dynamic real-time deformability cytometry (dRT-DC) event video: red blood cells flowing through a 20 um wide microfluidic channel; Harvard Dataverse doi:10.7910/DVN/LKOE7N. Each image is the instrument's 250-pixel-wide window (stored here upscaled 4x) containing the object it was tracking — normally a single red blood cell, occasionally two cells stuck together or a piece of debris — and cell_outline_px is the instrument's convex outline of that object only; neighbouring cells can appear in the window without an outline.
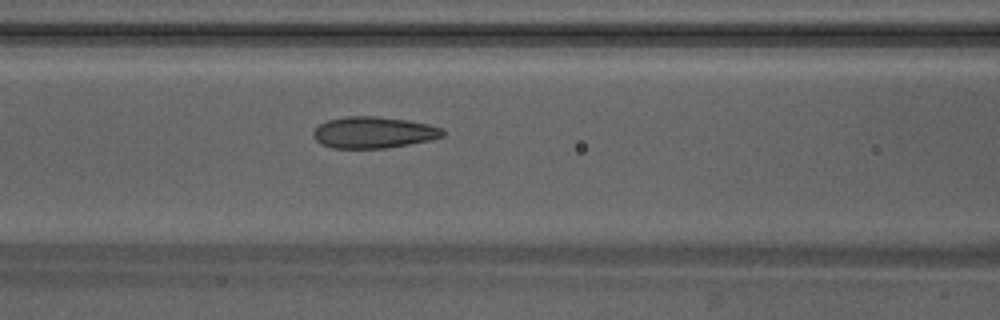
{"species": "Egyptian fruit bat (a non-hibernating species)", "species_latin": "Rousettus aegyptiacus", "temperature_condition": "warm", "stored_images_in_passage": 41, "camera_frame_rate_fps": 3000, "um_per_image_px": 0.085, "animal": {"sex": "male"}, "frame": {"image": 1, "passage_image": 15, "time_ms": 4.667, "image_size_px": [1000, 320], "cell_outline_px": [[444, 136], [432, 140], [384, 148], [332, 148], [320, 144], [312, 136], [312, 132], [320, 124], [328, 120], [344, 116], [376, 116], [408, 120], [428, 124], [444, 128]], "centroid_in_image_um": [31.75, 11.25], "position_along_channel_um": 134.8, "area_um2": 23.87}}
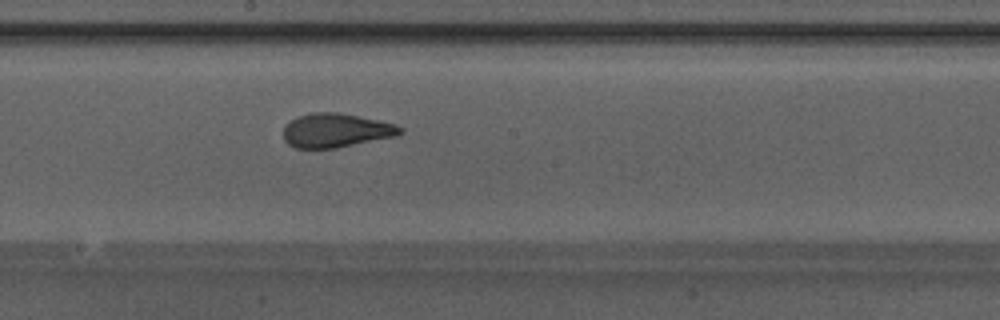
{"frame": {"image": 2, "passage_image": 21, "time_ms": 6.667, "image_size_px": [1000, 320], "cell_outline_px": [[404, 132], [396, 136], [336, 148], [296, 148], [288, 144], [284, 140], [284, 124], [288, 120], [296, 116], [312, 112], [336, 112], [396, 124], [404, 128]], "centroid_in_image_um": [28.52, 11.08], "position_along_channel_um": 219.7, "area_um2": 23.24}}
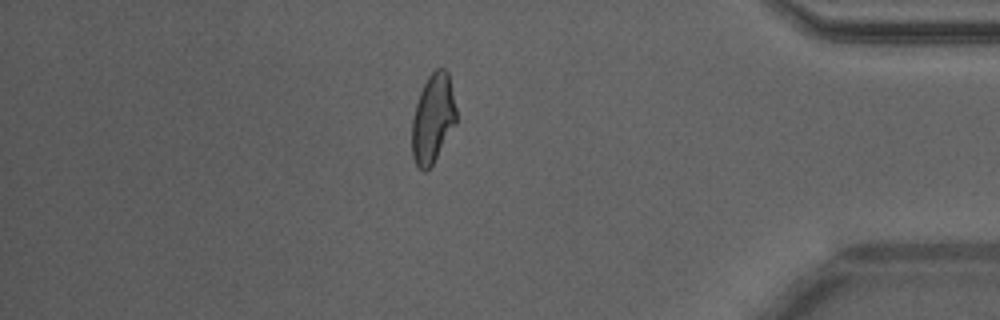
{"frame": {"image": 3, "passage_image": 36, "time_ms": 11.667, "image_size_px": [1000, 320], "cell_outline_px": [[456, 120], [432, 164], [424, 172], [416, 164], [412, 156], [412, 120], [416, 104], [420, 92], [428, 76], [436, 68], [444, 68], [448, 72], [456, 108]], "centroid_in_image_um": [36.77, 10.03], "position_along_channel_um": 398.4, "area_um2": 22.43}, "authors_computed_cell_mechanics": {"area_um2": 23.2356, "velocity_mm_per_s": 4.2532, "shape_relaxation_time_tau1_ms": 5.4544, "shape_relaxation_time_tau2_ms": 0.8663, "deformation_change_tau1": 0.2024, "deformation_change_tau2": 0.0707}}